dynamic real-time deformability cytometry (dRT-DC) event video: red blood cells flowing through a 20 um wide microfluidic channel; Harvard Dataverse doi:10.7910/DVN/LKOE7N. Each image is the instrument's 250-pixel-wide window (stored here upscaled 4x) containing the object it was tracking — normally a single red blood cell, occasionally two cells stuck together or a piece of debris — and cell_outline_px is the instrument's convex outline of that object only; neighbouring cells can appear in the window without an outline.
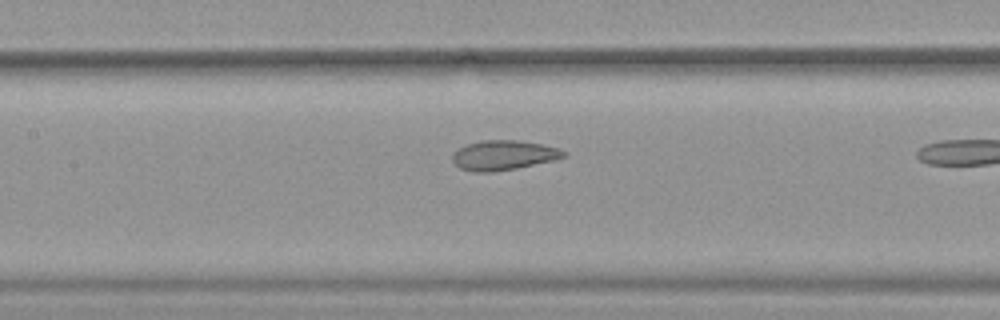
{"species": "common noctule bat (a hibernating species)", "species_latin": "Nyctalus noctula", "temperature_condition": "warm", "stored_images_in_passage": 39, "camera_frame_rate_fps": 3000, "um_per_image_px": 0.085, "animal": {"sex": "female", "body_mass_g": 19.9}, "frame": {"image": 1, "passage_image": 21, "time_ms": 6.667, "image_size_px": [1000, 320], "cell_outline_px": [[568, 156], [556, 160], [516, 168], [492, 172], [476, 172], [460, 168], [452, 160], [452, 156], [460, 148], [468, 144], [480, 140], [520, 140], [544, 144], [560, 148]], "centroid_in_image_um": [42.86, 13.18], "position_along_channel_um": 164.5, "area_um2": 19.31}}
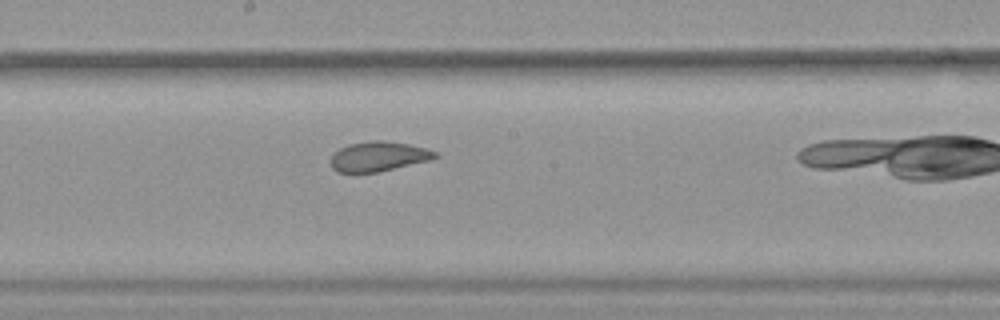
{"frame": {"image": 2, "passage_image": 25, "time_ms": 8.0, "image_size_px": [1000, 320], "cell_outline_px": [[440, 156], [428, 160], [376, 172], [336, 172], [332, 168], [332, 156], [340, 148], [348, 144], [372, 140], [380, 140], [408, 144], [424, 148], [436, 152]], "centroid_in_image_um": [32.15, 13.29], "position_along_channel_um": 216.0, "area_um2": 17.69}}
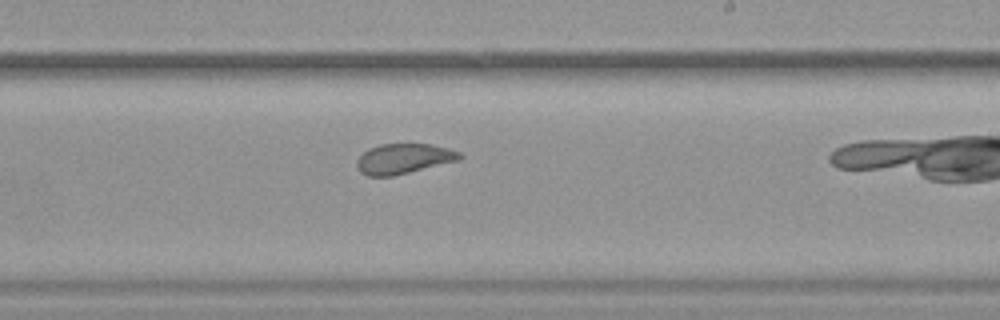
{"frame": {"image": 3, "passage_image": 28, "time_ms": 9.0, "image_size_px": [1000, 320], "cell_outline_px": [[464, 156], [460, 160], [392, 176], [368, 176], [360, 172], [356, 168], [356, 160], [368, 148], [380, 144], [428, 144], [448, 148], [460, 152]], "centroid_in_image_um": [34.3, 13.49], "position_along_channel_um": 254.7, "area_um2": 18.09}}